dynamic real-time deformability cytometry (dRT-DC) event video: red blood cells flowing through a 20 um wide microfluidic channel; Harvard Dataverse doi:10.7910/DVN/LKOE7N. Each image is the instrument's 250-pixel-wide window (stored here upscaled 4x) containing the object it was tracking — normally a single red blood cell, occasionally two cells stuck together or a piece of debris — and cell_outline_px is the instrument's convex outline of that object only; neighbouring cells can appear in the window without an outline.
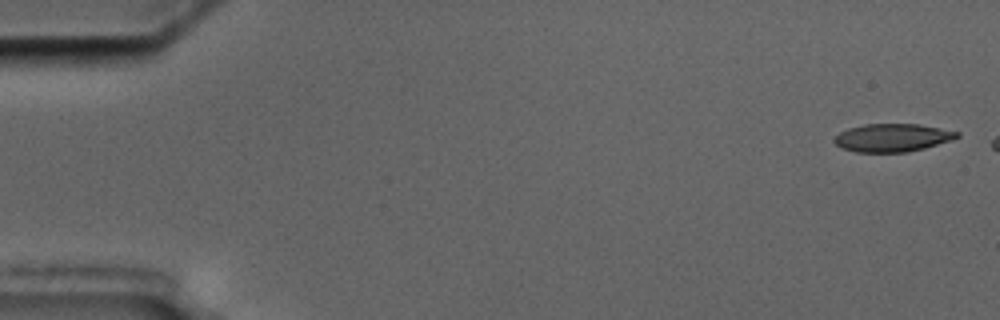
{"species": "common noctule bat (a hibernating species)", "species_latin": "Nyctalus noctula", "temperature_condition": "cold", "stored_images_in_passage": 3, "camera_frame_rate_fps": 3000, "um_per_image_px": 0.085, "animal": {"sex": "male", "body_mass_g": 17.5, "forearm_length_mm": 52.3}, "frame": {"image": 1, "passage_image": 1, "time_ms": 0.0, "image_size_px": [1000, 320], "cell_outline_px": [[960, 136], [952, 140], [924, 148], [908, 152], [856, 152], [840, 148], [832, 140], [840, 132], [848, 128], [864, 124], [920, 124], [960, 132]], "centroid_in_image_um": [75.85, 11.7], "position_along_channel_um": 9.2, "area_um2": 20.11}}